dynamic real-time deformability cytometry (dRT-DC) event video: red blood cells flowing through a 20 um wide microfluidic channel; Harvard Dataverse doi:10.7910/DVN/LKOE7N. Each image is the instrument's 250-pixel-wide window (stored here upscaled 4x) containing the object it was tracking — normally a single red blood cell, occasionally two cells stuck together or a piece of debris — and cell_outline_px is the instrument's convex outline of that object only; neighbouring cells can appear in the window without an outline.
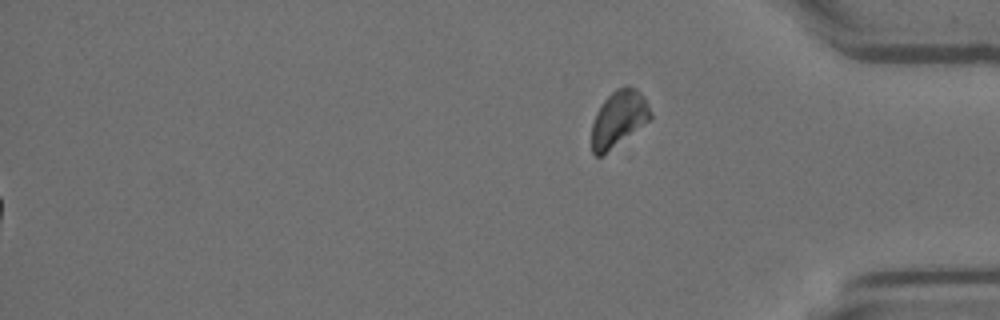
{"species": "Egyptian fruit bat (a non-hibernating species)", "species_latin": "Rousettus aegyptiacus", "temperature_condition": "room temperature", "stored_images_in_passage": 51, "segment_of_instrument_passage": [2, 2], "camera_frame_rate_fps": 3000, "um_per_image_px": 0.085, "animal": {"sex": "female"}, "frame": {"image": 1, "passage_image": 51, "time_ms": 16.667, "image_size_px": [1000, 320], "cell_outline_px": [[652, 116], [648, 120], [600, 156], [596, 156], [592, 152], [592, 124], [596, 112], [604, 100], [616, 88], [624, 84], [628, 84], [636, 88], [644, 96], [652, 112]], "centroid_in_image_um": [52.58, 10.01], "position_along_channel_um": 382.6, "area_um2": 18.84}}